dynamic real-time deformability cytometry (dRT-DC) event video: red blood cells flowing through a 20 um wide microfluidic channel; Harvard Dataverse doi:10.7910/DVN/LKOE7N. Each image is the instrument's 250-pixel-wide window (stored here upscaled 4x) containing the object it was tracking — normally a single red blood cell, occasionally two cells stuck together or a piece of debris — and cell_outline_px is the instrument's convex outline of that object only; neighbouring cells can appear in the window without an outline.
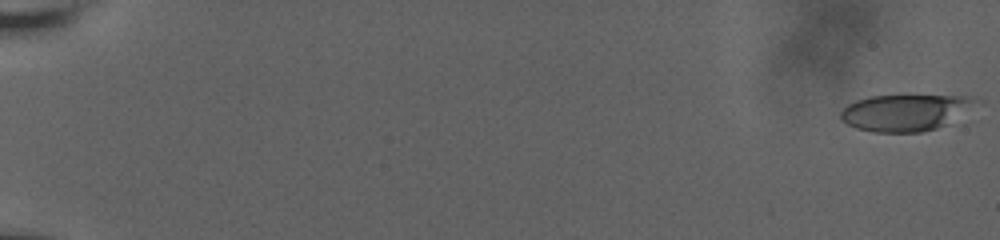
{"species": "human", "species_latin": "Homo sapiens", "temperature_condition": "room temperature", "stored_images_in_passage": 61, "camera_frame_rate_fps": 3000, "um_per_image_px": 0.085, "donor": {"sex": "male"}, "frame": {"image": 1, "passage_image": 1, "time_ms": 0.0, "image_size_px": [1000, 240], "cell_outline_px": [[984, 100], [944, 124], [936, 128], [920, 132], [872, 132], [856, 128], [848, 124], [840, 116], [840, 112], [848, 104], [856, 100], [868, 96], [972, 96]], "centroid_in_image_um": [76.95, 9.55], "position_along_channel_um": 8.1, "area_um2": 28.44}}
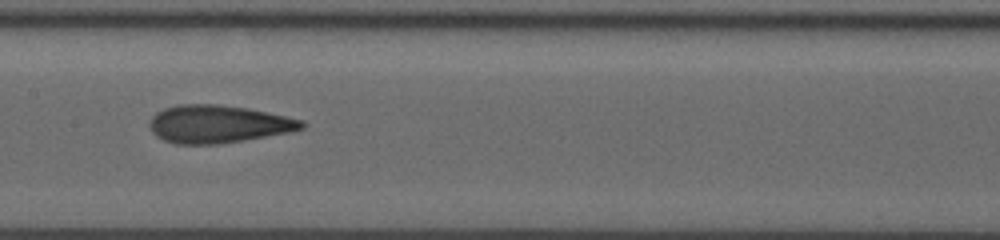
{"frame": {"image": 2, "passage_image": 34, "time_ms": 11.0, "image_size_px": [1000, 240], "cell_outline_px": [[308, 124], [304, 128], [288, 132], [244, 140], [220, 144], [176, 144], [164, 140], [156, 136], [152, 132], [148, 124], [148, 120], [156, 112], [164, 108], [176, 104], [216, 104], [248, 108], [304, 120]], "centroid_in_image_um": [18.51, 10.54], "position_along_channel_um": 188.9, "area_um2": 33.7}}
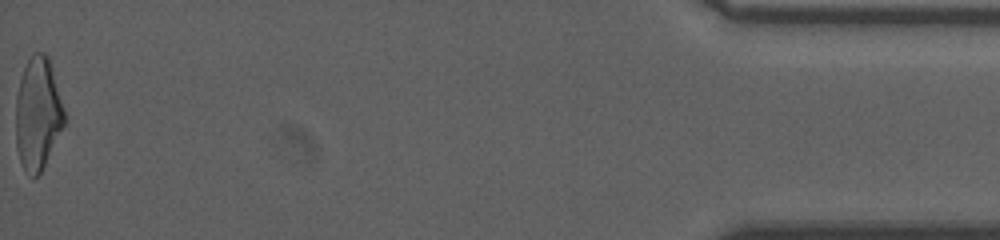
{"frame": {"image": 3, "passage_image": 61, "time_ms": 20.0, "image_size_px": [1000, 240], "cell_outline_px": [[68, 116], [40, 172], [32, 180], [24, 172], [16, 148], [16, 96], [20, 80], [24, 68], [32, 52], [44, 52], [48, 56]], "centroid_in_image_um": [3.22, 9.66], "position_along_channel_um": 432.0, "area_um2": 32.08}, "authors_computed_cell_mechanics": {"area_um2": 31.9056, "velocity_mm_per_s": 3.6723, "shape_relaxation_time_tau1_ms": 10.6113, "shape_relaxation_time_tau2_ms": 1.7425, "deformation_change_tau1": 0.2803, "deformation_change_tau2": 0.1152}}